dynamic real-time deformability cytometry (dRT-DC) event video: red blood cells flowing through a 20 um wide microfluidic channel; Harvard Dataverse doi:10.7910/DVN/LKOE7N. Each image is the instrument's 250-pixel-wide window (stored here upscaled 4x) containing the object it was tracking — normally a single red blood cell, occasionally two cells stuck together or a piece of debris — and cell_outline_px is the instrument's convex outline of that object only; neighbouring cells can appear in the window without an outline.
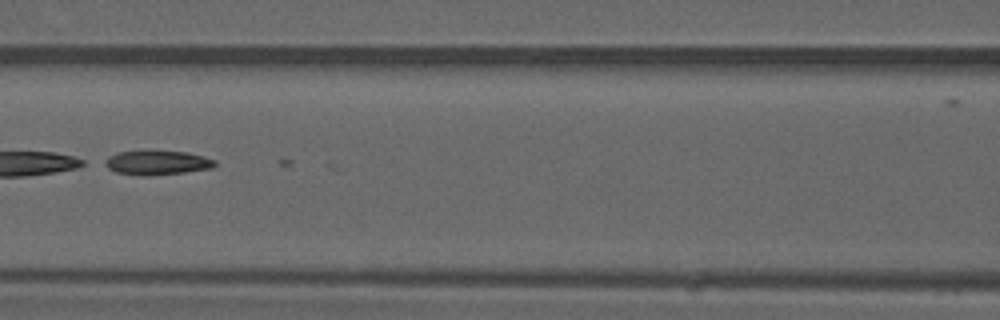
{"species": "common noctule bat (a hibernating species)", "species_latin": "Nyctalus noctula", "temperature_condition": "warm", "stored_images_in_passage": 5, "camera_frame_rate_fps": 3000, "um_per_image_px": 0.085, "animal": {"sex": "male", "forearm_length_mm": 52.5}, "frame": {"image": 1, "passage_image": 4, "time_ms": 1.0, "image_size_px": [1000, 320], "cell_outline_px": [[216, 164], [212, 168], [184, 172], [116, 172], [100, 164], [100, 160], [116, 152], [188, 152], [204, 156], [216, 160]], "centroid_in_image_um": [13.34, 13.78], "position_along_channel_um": 153.3, "area_um2": 14.51}}